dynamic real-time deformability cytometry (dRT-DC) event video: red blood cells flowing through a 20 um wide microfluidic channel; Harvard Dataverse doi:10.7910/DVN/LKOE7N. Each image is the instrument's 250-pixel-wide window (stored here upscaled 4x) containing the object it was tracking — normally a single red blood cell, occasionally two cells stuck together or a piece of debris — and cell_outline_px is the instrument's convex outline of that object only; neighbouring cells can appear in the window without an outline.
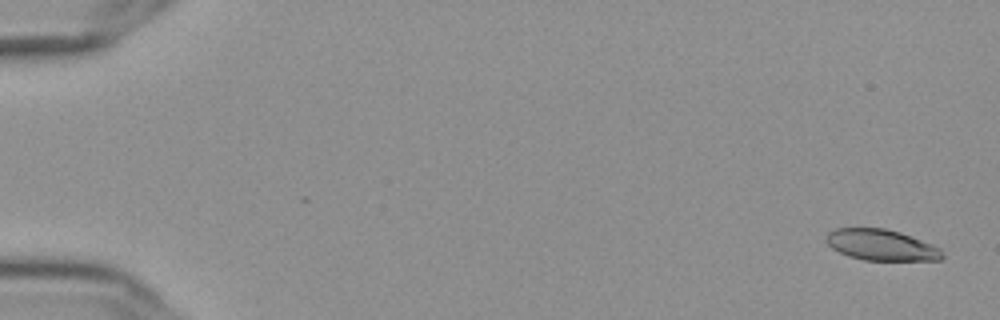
{"species": "Egyptian fruit bat (a non-hibernating species)", "species_latin": "Rousettus aegyptiacus", "temperature_condition": "cold", "stored_images_in_passage": 57, "camera_frame_rate_fps": 3000, "um_per_image_px": 0.085, "frame": {"image": 1, "passage_image": 2, "time_ms": 0.333, "image_size_px": [1000, 320], "cell_outline_px": [[944, 256], [940, 260], [864, 260], [848, 256], [832, 248], [824, 240], [828, 232], [836, 228], [884, 228], [900, 232], [932, 244], [940, 248]], "centroid_in_image_um": [74.89, 20.82], "position_along_channel_um": 10.1, "area_um2": 20.98}}
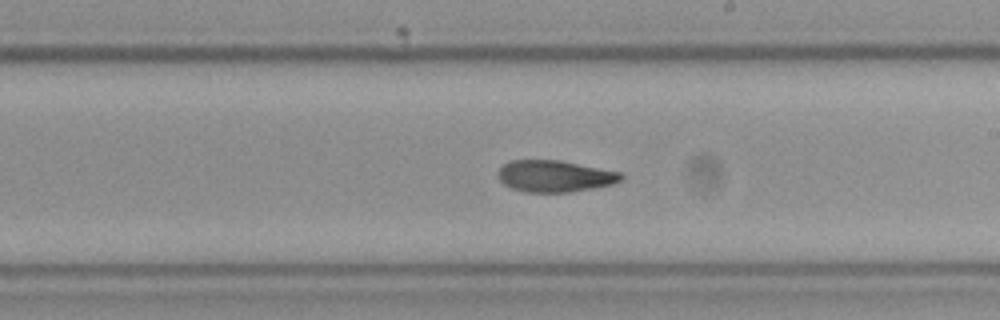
{"frame": {"image": 2, "passage_image": 34, "time_ms": 11.0, "image_size_px": [1000, 320], "cell_outline_px": [[624, 176], [620, 180], [612, 184], [592, 188], [568, 192], [528, 192], [512, 188], [504, 184], [500, 180], [496, 172], [504, 164], [512, 160], [560, 160], [620, 172]], "centroid_in_image_um": [47.13, 14.96], "position_along_channel_um": 241.9, "area_um2": 22.48}}
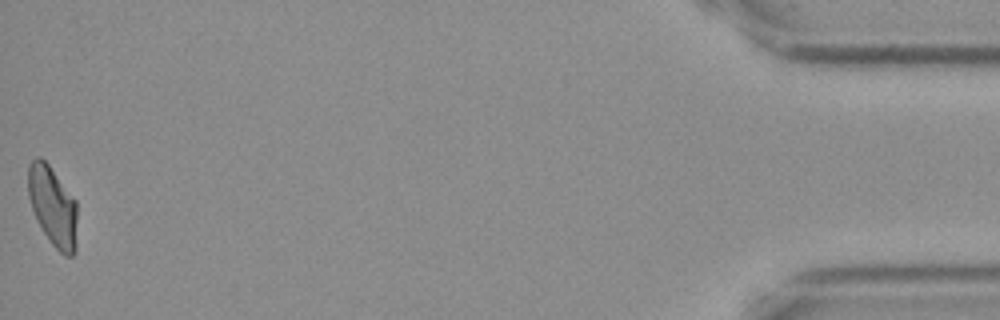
{"frame": {"image": 3, "passage_image": 57, "time_ms": 18.667, "image_size_px": [1000, 320], "cell_outline_px": [[76, 252], [72, 256], [64, 256], [52, 244], [36, 220], [28, 196], [28, 164], [36, 156], [40, 156], [48, 164], [76, 200]], "centroid_in_image_um": [4.48, 17.53], "position_along_channel_um": 430.7, "area_um2": 22.83}, "authors_computed_cell_mechanics": {"area_um2": 22.6576, "velocity_mm_per_s": 3.6191, "shape_relaxation_time_tau1_ms": null, "shape_relaxation_time_tau2_ms": 5.1545, "deformation_change_tau1": null, "deformation_change_tau2": 0.1125}}